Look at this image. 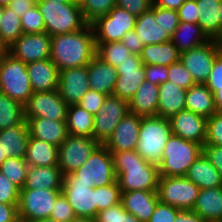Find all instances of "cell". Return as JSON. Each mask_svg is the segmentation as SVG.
Returning <instances> with one entry per match:
<instances>
[{
	"instance_id": "cell-32",
	"label": "cell",
	"mask_w": 222,
	"mask_h": 222,
	"mask_svg": "<svg viewBox=\"0 0 222 222\" xmlns=\"http://www.w3.org/2000/svg\"><path fill=\"white\" fill-rule=\"evenodd\" d=\"M134 30L144 46L165 43L171 40L155 21V6H151L148 11L137 16Z\"/></svg>"
},
{
	"instance_id": "cell-56",
	"label": "cell",
	"mask_w": 222,
	"mask_h": 222,
	"mask_svg": "<svg viewBox=\"0 0 222 222\" xmlns=\"http://www.w3.org/2000/svg\"><path fill=\"white\" fill-rule=\"evenodd\" d=\"M203 154L222 175V147L212 144H204Z\"/></svg>"
},
{
	"instance_id": "cell-72",
	"label": "cell",
	"mask_w": 222,
	"mask_h": 222,
	"mask_svg": "<svg viewBox=\"0 0 222 222\" xmlns=\"http://www.w3.org/2000/svg\"><path fill=\"white\" fill-rule=\"evenodd\" d=\"M71 2H75L77 4H81L83 0H70Z\"/></svg>"
},
{
	"instance_id": "cell-49",
	"label": "cell",
	"mask_w": 222,
	"mask_h": 222,
	"mask_svg": "<svg viewBox=\"0 0 222 222\" xmlns=\"http://www.w3.org/2000/svg\"><path fill=\"white\" fill-rule=\"evenodd\" d=\"M205 144L222 147V112H216L207 119Z\"/></svg>"
},
{
	"instance_id": "cell-6",
	"label": "cell",
	"mask_w": 222,
	"mask_h": 222,
	"mask_svg": "<svg viewBox=\"0 0 222 222\" xmlns=\"http://www.w3.org/2000/svg\"><path fill=\"white\" fill-rule=\"evenodd\" d=\"M116 179L112 154L100 144L86 163L74 172L66 174L63 181H84L94 187H103L115 183Z\"/></svg>"
},
{
	"instance_id": "cell-73",
	"label": "cell",
	"mask_w": 222,
	"mask_h": 222,
	"mask_svg": "<svg viewBox=\"0 0 222 222\" xmlns=\"http://www.w3.org/2000/svg\"><path fill=\"white\" fill-rule=\"evenodd\" d=\"M218 41H219L220 47H221V49H222V37H221Z\"/></svg>"
},
{
	"instance_id": "cell-13",
	"label": "cell",
	"mask_w": 222,
	"mask_h": 222,
	"mask_svg": "<svg viewBox=\"0 0 222 222\" xmlns=\"http://www.w3.org/2000/svg\"><path fill=\"white\" fill-rule=\"evenodd\" d=\"M129 113L128 102L115 95H108L96 115L92 137L104 145L121 120Z\"/></svg>"
},
{
	"instance_id": "cell-11",
	"label": "cell",
	"mask_w": 222,
	"mask_h": 222,
	"mask_svg": "<svg viewBox=\"0 0 222 222\" xmlns=\"http://www.w3.org/2000/svg\"><path fill=\"white\" fill-rule=\"evenodd\" d=\"M62 190L20 189L18 216L20 221L49 218Z\"/></svg>"
},
{
	"instance_id": "cell-8",
	"label": "cell",
	"mask_w": 222,
	"mask_h": 222,
	"mask_svg": "<svg viewBox=\"0 0 222 222\" xmlns=\"http://www.w3.org/2000/svg\"><path fill=\"white\" fill-rule=\"evenodd\" d=\"M200 188L186 176L159 177L157 195L160 202L180 210H192Z\"/></svg>"
},
{
	"instance_id": "cell-16",
	"label": "cell",
	"mask_w": 222,
	"mask_h": 222,
	"mask_svg": "<svg viewBox=\"0 0 222 222\" xmlns=\"http://www.w3.org/2000/svg\"><path fill=\"white\" fill-rule=\"evenodd\" d=\"M8 53L24 63L49 59L51 56V36L46 32L23 33L10 47Z\"/></svg>"
},
{
	"instance_id": "cell-68",
	"label": "cell",
	"mask_w": 222,
	"mask_h": 222,
	"mask_svg": "<svg viewBox=\"0 0 222 222\" xmlns=\"http://www.w3.org/2000/svg\"><path fill=\"white\" fill-rule=\"evenodd\" d=\"M219 15H220V22H221V37H222V0L219 6Z\"/></svg>"
},
{
	"instance_id": "cell-17",
	"label": "cell",
	"mask_w": 222,
	"mask_h": 222,
	"mask_svg": "<svg viewBox=\"0 0 222 222\" xmlns=\"http://www.w3.org/2000/svg\"><path fill=\"white\" fill-rule=\"evenodd\" d=\"M62 193L76 217L94 219L97 213L96 187L84 181H63Z\"/></svg>"
},
{
	"instance_id": "cell-12",
	"label": "cell",
	"mask_w": 222,
	"mask_h": 222,
	"mask_svg": "<svg viewBox=\"0 0 222 222\" xmlns=\"http://www.w3.org/2000/svg\"><path fill=\"white\" fill-rule=\"evenodd\" d=\"M99 145L93 137L68 135L58 147V167L63 175L83 166Z\"/></svg>"
},
{
	"instance_id": "cell-37",
	"label": "cell",
	"mask_w": 222,
	"mask_h": 222,
	"mask_svg": "<svg viewBox=\"0 0 222 222\" xmlns=\"http://www.w3.org/2000/svg\"><path fill=\"white\" fill-rule=\"evenodd\" d=\"M66 124L69 135L92 137L94 115L83 109L78 104L69 105Z\"/></svg>"
},
{
	"instance_id": "cell-28",
	"label": "cell",
	"mask_w": 222,
	"mask_h": 222,
	"mask_svg": "<svg viewBox=\"0 0 222 222\" xmlns=\"http://www.w3.org/2000/svg\"><path fill=\"white\" fill-rule=\"evenodd\" d=\"M64 175L58 166H29L22 189L62 190Z\"/></svg>"
},
{
	"instance_id": "cell-4",
	"label": "cell",
	"mask_w": 222,
	"mask_h": 222,
	"mask_svg": "<svg viewBox=\"0 0 222 222\" xmlns=\"http://www.w3.org/2000/svg\"><path fill=\"white\" fill-rule=\"evenodd\" d=\"M202 153V145L172 134L164 146L161 161L158 165L159 176H185L190 166Z\"/></svg>"
},
{
	"instance_id": "cell-9",
	"label": "cell",
	"mask_w": 222,
	"mask_h": 222,
	"mask_svg": "<svg viewBox=\"0 0 222 222\" xmlns=\"http://www.w3.org/2000/svg\"><path fill=\"white\" fill-rule=\"evenodd\" d=\"M136 20L137 17L126 9L113 7L108 14L91 23L96 45L121 41L124 34L134 29Z\"/></svg>"
},
{
	"instance_id": "cell-29",
	"label": "cell",
	"mask_w": 222,
	"mask_h": 222,
	"mask_svg": "<svg viewBox=\"0 0 222 222\" xmlns=\"http://www.w3.org/2000/svg\"><path fill=\"white\" fill-rule=\"evenodd\" d=\"M159 86L144 81L128 102L129 112L141 117L157 116Z\"/></svg>"
},
{
	"instance_id": "cell-18",
	"label": "cell",
	"mask_w": 222,
	"mask_h": 222,
	"mask_svg": "<svg viewBox=\"0 0 222 222\" xmlns=\"http://www.w3.org/2000/svg\"><path fill=\"white\" fill-rule=\"evenodd\" d=\"M172 133L187 141L205 144L207 118L192 111L183 110L169 118Z\"/></svg>"
},
{
	"instance_id": "cell-46",
	"label": "cell",
	"mask_w": 222,
	"mask_h": 222,
	"mask_svg": "<svg viewBox=\"0 0 222 222\" xmlns=\"http://www.w3.org/2000/svg\"><path fill=\"white\" fill-rule=\"evenodd\" d=\"M155 21L170 38H172L180 22L176 10L161 7H155Z\"/></svg>"
},
{
	"instance_id": "cell-42",
	"label": "cell",
	"mask_w": 222,
	"mask_h": 222,
	"mask_svg": "<svg viewBox=\"0 0 222 222\" xmlns=\"http://www.w3.org/2000/svg\"><path fill=\"white\" fill-rule=\"evenodd\" d=\"M115 6L116 0H83L80 4L83 17L88 24L108 14Z\"/></svg>"
},
{
	"instance_id": "cell-21",
	"label": "cell",
	"mask_w": 222,
	"mask_h": 222,
	"mask_svg": "<svg viewBox=\"0 0 222 222\" xmlns=\"http://www.w3.org/2000/svg\"><path fill=\"white\" fill-rule=\"evenodd\" d=\"M26 67L33 93L58 90L59 70L50 58L27 63Z\"/></svg>"
},
{
	"instance_id": "cell-59",
	"label": "cell",
	"mask_w": 222,
	"mask_h": 222,
	"mask_svg": "<svg viewBox=\"0 0 222 222\" xmlns=\"http://www.w3.org/2000/svg\"><path fill=\"white\" fill-rule=\"evenodd\" d=\"M0 222H20L18 205L0 203Z\"/></svg>"
},
{
	"instance_id": "cell-2",
	"label": "cell",
	"mask_w": 222,
	"mask_h": 222,
	"mask_svg": "<svg viewBox=\"0 0 222 222\" xmlns=\"http://www.w3.org/2000/svg\"><path fill=\"white\" fill-rule=\"evenodd\" d=\"M110 152L116 181L122 192L157 191L160 177L158 165L144 160L136 150Z\"/></svg>"
},
{
	"instance_id": "cell-40",
	"label": "cell",
	"mask_w": 222,
	"mask_h": 222,
	"mask_svg": "<svg viewBox=\"0 0 222 222\" xmlns=\"http://www.w3.org/2000/svg\"><path fill=\"white\" fill-rule=\"evenodd\" d=\"M131 54L130 50L121 41L96 45V56L115 68L127 60Z\"/></svg>"
},
{
	"instance_id": "cell-58",
	"label": "cell",
	"mask_w": 222,
	"mask_h": 222,
	"mask_svg": "<svg viewBox=\"0 0 222 222\" xmlns=\"http://www.w3.org/2000/svg\"><path fill=\"white\" fill-rule=\"evenodd\" d=\"M205 85H222V52L216 57Z\"/></svg>"
},
{
	"instance_id": "cell-45",
	"label": "cell",
	"mask_w": 222,
	"mask_h": 222,
	"mask_svg": "<svg viewBox=\"0 0 222 222\" xmlns=\"http://www.w3.org/2000/svg\"><path fill=\"white\" fill-rule=\"evenodd\" d=\"M21 25L25 34L45 32V23L37 4L22 15Z\"/></svg>"
},
{
	"instance_id": "cell-24",
	"label": "cell",
	"mask_w": 222,
	"mask_h": 222,
	"mask_svg": "<svg viewBox=\"0 0 222 222\" xmlns=\"http://www.w3.org/2000/svg\"><path fill=\"white\" fill-rule=\"evenodd\" d=\"M26 120L13 127L0 130V148L5 158H25L29 143Z\"/></svg>"
},
{
	"instance_id": "cell-10",
	"label": "cell",
	"mask_w": 222,
	"mask_h": 222,
	"mask_svg": "<svg viewBox=\"0 0 222 222\" xmlns=\"http://www.w3.org/2000/svg\"><path fill=\"white\" fill-rule=\"evenodd\" d=\"M222 52L218 40L207 42L181 53L180 61L190 72L195 83L205 84L216 57Z\"/></svg>"
},
{
	"instance_id": "cell-19",
	"label": "cell",
	"mask_w": 222,
	"mask_h": 222,
	"mask_svg": "<svg viewBox=\"0 0 222 222\" xmlns=\"http://www.w3.org/2000/svg\"><path fill=\"white\" fill-rule=\"evenodd\" d=\"M89 89L87 65L59 71L58 92L68 106L78 104Z\"/></svg>"
},
{
	"instance_id": "cell-62",
	"label": "cell",
	"mask_w": 222,
	"mask_h": 222,
	"mask_svg": "<svg viewBox=\"0 0 222 222\" xmlns=\"http://www.w3.org/2000/svg\"><path fill=\"white\" fill-rule=\"evenodd\" d=\"M184 2L185 0H152V6L177 11Z\"/></svg>"
},
{
	"instance_id": "cell-60",
	"label": "cell",
	"mask_w": 222,
	"mask_h": 222,
	"mask_svg": "<svg viewBox=\"0 0 222 222\" xmlns=\"http://www.w3.org/2000/svg\"><path fill=\"white\" fill-rule=\"evenodd\" d=\"M35 5V0H11L7 7L18 14L19 17H22L27 10L31 9Z\"/></svg>"
},
{
	"instance_id": "cell-65",
	"label": "cell",
	"mask_w": 222,
	"mask_h": 222,
	"mask_svg": "<svg viewBox=\"0 0 222 222\" xmlns=\"http://www.w3.org/2000/svg\"><path fill=\"white\" fill-rule=\"evenodd\" d=\"M70 222H94V220L93 219H89V218H84V217H75Z\"/></svg>"
},
{
	"instance_id": "cell-26",
	"label": "cell",
	"mask_w": 222,
	"mask_h": 222,
	"mask_svg": "<svg viewBox=\"0 0 222 222\" xmlns=\"http://www.w3.org/2000/svg\"><path fill=\"white\" fill-rule=\"evenodd\" d=\"M186 91L170 81L161 83L159 85L157 116L169 119L180 111L186 110Z\"/></svg>"
},
{
	"instance_id": "cell-67",
	"label": "cell",
	"mask_w": 222,
	"mask_h": 222,
	"mask_svg": "<svg viewBox=\"0 0 222 222\" xmlns=\"http://www.w3.org/2000/svg\"><path fill=\"white\" fill-rule=\"evenodd\" d=\"M36 2L39 1H53V2H57V3H66V2H71L70 0H35Z\"/></svg>"
},
{
	"instance_id": "cell-33",
	"label": "cell",
	"mask_w": 222,
	"mask_h": 222,
	"mask_svg": "<svg viewBox=\"0 0 222 222\" xmlns=\"http://www.w3.org/2000/svg\"><path fill=\"white\" fill-rule=\"evenodd\" d=\"M199 22L202 31L209 39L221 38L219 6L221 0H196Z\"/></svg>"
},
{
	"instance_id": "cell-44",
	"label": "cell",
	"mask_w": 222,
	"mask_h": 222,
	"mask_svg": "<svg viewBox=\"0 0 222 222\" xmlns=\"http://www.w3.org/2000/svg\"><path fill=\"white\" fill-rule=\"evenodd\" d=\"M94 222H141L124 209L121 202L96 213Z\"/></svg>"
},
{
	"instance_id": "cell-41",
	"label": "cell",
	"mask_w": 222,
	"mask_h": 222,
	"mask_svg": "<svg viewBox=\"0 0 222 222\" xmlns=\"http://www.w3.org/2000/svg\"><path fill=\"white\" fill-rule=\"evenodd\" d=\"M29 166L25 158H6L0 166V172L14 185L22 189L26 183Z\"/></svg>"
},
{
	"instance_id": "cell-14",
	"label": "cell",
	"mask_w": 222,
	"mask_h": 222,
	"mask_svg": "<svg viewBox=\"0 0 222 222\" xmlns=\"http://www.w3.org/2000/svg\"><path fill=\"white\" fill-rule=\"evenodd\" d=\"M25 118H46L66 121L68 105L58 90L33 93L24 105Z\"/></svg>"
},
{
	"instance_id": "cell-35",
	"label": "cell",
	"mask_w": 222,
	"mask_h": 222,
	"mask_svg": "<svg viewBox=\"0 0 222 222\" xmlns=\"http://www.w3.org/2000/svg\"><path fill=\"white\" fill-rule=\"evenodd\" d=\"M140 57L143 65H163L169 67L172 63L180 61L181 52L170 40L165 43L145 45Z\"/></svg>"
},
{
	"instance_id": "cell-48",
	"label": "cell",
	"mask_w": 222,
	"mask_h": 222,
	"mask_svg": "<svg viewBox=\"0 0 222 222\" xmlns=\"http://www.w3.org/2000/svg\"><path fill=\"white\" fill-rule=\"evenodd\" d=\"M76 217L67 198L61 193L51 209L50 218L56 222H70Z\"/></svg>"
},
{
	"instance_id": "cell-70",
	"label": "cell",
	"mask_w": 222,
	"mask_h": 222,
	"mask_svg": "<svg viewBox=\"0 0 222 222\" xmlns=\"http://www.w3.org/2000/svg\"><path fill=\"white\" fill-rule=\"evenodd\" d=\"M6 158L3 156V152L0 148V166H1V163L5 160Z\"/></svg>"
},
{
	"instance_id": "cell-30",
	"label": "cell",
	"mask_w": 222,
	"mask_h": 222,
	"mask_svg": "<svg viewBox=\"0 0 222 222\" xmlns=\"http://www.w3.org/2000/svg\"><path fill=\"white\" fill-rule=\"evenodd\" d=\"M185 107L207 119L217 112L213 93L201 83H196L186 91Z\"/></svg>"
},
{
	"instance_id": "cell-55",
	"label": "cell",
	"mask_w": 222,
	"mask_h": 222,
	"mask_svg": "<svg viewBox=\"0 0 222 222\" xmlns=\"http://www.w3.org/2000/svg\"><path fill=\"white\" fill-rule=\"evenodd\" d=\"M168 66L145 65L146 81L155 85H160L168 80Z\"/></svg>"
},
{
	"instance_id": "cell-31",
	"label": "cell",
	"mask_w": 222,
	"mask_h": 222,
	"mask_svg": "<svg viewBox=\"0 0 222 222\" xmlns=\"http://www.w3.org/2000/svg\"><path fill=\"white\" fill-rule=\"evenodd\" d=\"M185 176L195 185H197L200 190L222 187V175L209 162V160L204 156L203 153L190 166Z\"/></svg>"
},
{
	"instance_id": "cell-54",
	"label": "cell",
	"mask_w": 222,
	"mask_h": 222,
	"mask_svg": "<svg viewBox=\"0 0 222 222\" xmlns=\"http://www.w3.org/2000/svg\"><path fill=\"white\" fill-rule=\"evenodd\" d=\"M177 12L180 22H189L192 24L199 22L196 0H185Z\"/></svg>"
},
{
	"instance_id": "cell-57",
	"label": "cell",
	"mask_w": 222,
	"mask_h": 222,
	"mask_svg": "<svg viewBox=\"0 0 222 222\" xmlns=\"http://www.w3.org/2000/svg\"><path fill=\"white\" fill-rule=\"evenodd\" d=\"M121 42L130 50L132 54L140 55L144 47L141 39L138 37L134 29L124 34Z\"/></svg>"
},
{
	"instance_id": "cell-52",
	"label": "cell",
	"mask_w": 222,
	"mask_h": 222,
	"mask_svg": "<svg viewBox=\"0 0 222 222\" xmlns=\"http://www.w3.org/2000/svg\"><path fill=\"white\" fill-rule=\"evenodd\" d=\"M180 209L158 201L155 210L148 222H175Z\"/></svg>"
},
{
	"instance_id": "cell-27",
	"label": "cell",
	"mask_w": 222,
	"mask_h": 222,
	"mask_svg": "<svg viewBox=\"0 0 222 222\" xmlns=\"http://www.w3.org/2000/svg\"><path fill=\"white\" fill-rule=\"evenodd\" d=\"M192 211L206 222H222V187L201 189Z\"/></svg>"
},
{
	"instance_id": "cell-3",
	"label": "cell",
	"mask_w": 222,
	"mask_h": 222,
	"mask_svg": "<svg viewBox=\"0 0 222 222\" xmlns=\"http://www.w3.org/2000/svg\"><path fill=\"white\" fill-rule=\"evenodd\" d=\"M36 4L43 16L45 32L50 36L76 32L88 25L83 17L80 4L53 1H39Z\"/></svg>"
},
{
	"instance_id": "cell-22",
	"label": "cell",
	"mask_w": 222,
	"mask_h": 222,
	"mask_svg": "<svg viewBox=\"0 0 222 222\" xmlns=\"http://www.w3.org/2000/svg\"><path fill=\"white\" fill-rule=\"evenodd\" d=\"M156 191L122 192L121 204L126 211L133 214L141 222H148L158 203Z\"/></svg>"
},
{
	"instance_id": "cell-64",
	"label": "cell",
	"mask_w": 222,
	"mask_h": 222,
	"mask_svg": "<svg viewBox=\"0 0 222 222\" xmlns=\"http://www.w3.org/2000/svg\"><path fill=\"white\" fill-rule=\"evenodd\" d=\"M8 53V48L0 42V65L4 56Z\"/></svg>"
},
{
	"instance_id": "cell-7",
	"label": "cell",
	"mask_w": 222,
	"mask_h": 222,
	"mask_svg": "<svg viewBox=\"0 0 222 222\" xmlns=\"http://www.w3.org/2000/svg\"><path fill=\"white\" fill-rule=\"evenodd\" d=\"M0 92L25 105L33 94L26 63L7 53L0 65Z\"/></svg>"
},
{
	"instance_id": "cell-38",
	"label": "cell",
	"mask_w": 222,
	"mask_h": 222,
	"mask_svg": "<svg viewBox=\"0 0 222 222\" xmlns=\"http://www.w3.org/2000/svg\"><path fill=\"white\" fill-rule=\"evenodd\" d=\"M25 121L24 105L0 92V130Z\"/></svg>"
},
{
	"instance_id": "cell-69",
	"label": "cell",
	"mask_w": 222,
	"mask_h": 222,
	"mask_svg": "<svg viewBox=\"0 0 222 222\" xmlns=\"http://www.w3.org/2000/svg\"><path fill=\"white\" fill-rule=\"evenodd\" d=\"M11 0H0V6L7 7Z\"/></svg>"
},
{
	"instance_id": "cell-23",
	"label": "cell",
	"mask_w": 222,
	"mask_h": 222,
	"mask_svg": "<svg viewBox=\"0 0 222 222\" xmlns=\"http://www.w3.org/2000/svg\"><path fill=\"white\" fill-rule=\"evenodd\" d=\"M29 136L44 140L59 147L68 137L66 121H52L46 118H25Z\"/></svg>"
},
{
	"instance_id": "cell-36",
	"label": "cell",
	"mask_w": 222,
	"mask_h": 222,
	"mask_svg": "<svg viewBox=\"0 0 222 222\" xmlns=\"http://www.w3.org/2000/svg\"><path fill=\"white\" fill-rule=\"evenodd\" d=\"M209 38L200 25L189 22H179L171 41L182 53L207 42Z\"/></svg>"
},
{
	"instance_id": "cell-51",
	"label": "cell",
	"mask_w": 222,
	"mask_h": 222,
	"mask_svg": "<svg viewBox=\"0 0 222 222\" xmlns=\"http://www.w3.org/2000/svg\"><path fill=\"white\" fill-rule=\"evenodd\" d=\"M106 97L107 95L89 89L83 95L78 105L92 115H96L101 106L104 104Z\"/></svg>"
},
{
	"instance_id": "cell-1",
	"label": "cell",
	"mask_w": 222,
	"mask_h": 222,
	"mask_svg": "<svg viewBox=\"0 0 222 222\" xmlns=\"http://www.w3.org/2000/svg\"><path fill=\"white\" fill-rule=\"evenodd\" d=\"M96 56L93 28H85L68 34L51 36L50 59L59 71L88 65Z\"/></svg>"
},
{
	"instance_id": "cell-53",
	"label": "cell",
	"mask_w": 222,
	"mask_h": 222,
	"mask_svg": "<svg viewBox=\"0 0 222 222\" xmlns=\"http://www.w3.org/2000/svg\"><path fill=\"white\" fill-rule=\"evenodd\" d=\"M116 6L126 9L137 17L151 8L152 0H116Z\"/></svg>"
},
{
	"instance_id": "cell-25",
	"label": "cell",
	"mask_w": 222,
	"mask_h": 222,
	"mask_svg": "<svg viewBox=\"0 0 222 222\" xmlns=\"http://www.w3.org/2000/svg\"><path fill=\"white\" fill-rule=\"evenodd\" d=\"M89 88L104 95H112L118 73L115 67L95 56L87 65Z\"/></svg>"
},
{
	"instance_id": "cell-39",
	"label": "cell",
	"mask_w": 222,
	"mask_h": 222,
	"mask_svg": "<svg viewBox=\"0 0 222 222\" xmlns=\"http://www.w3.org/2000/svg\"><path fill=\"white\" fill-rule=\"evenodd\" d=\"M0 24V42L8 48L23 34L21 17L10 8L4 7Z\"/></svg>"
},
{
	"instance_id": "cell-63",
	"label": "cell",
	"mask_w": 222,
	"mask_h": 222,
	"mask_svg": "<svg viewBox=\"0 0 222 222\" xmlns=\"http://www.w3.org/2000/svg\"><path fill=\"white\" fill-rule=\"evenodd\" d=\"M214 95L217 112H222V85H206Z\"/></svg>"
},
{
	"instance_id": "cell-66",
	"label": "cell",
	"mask_w": 222,
	"mask_h": 222,
	"mask_svg": "<svg viewBox=\"0 0 222 222\" xmlns=\"http://www.w3.org/2000/svg\"><path fill=\"white\" fill-rule=\"evenodd\" d=\"M20 222H56L52 220L50 217L45 219H39V220H32V221H20Z\"/></svg>"
},
{
	"instance_id": "cell-50",
	"label": "cell",
	"mask_w": 222,
	"mask_h": 222,
	"mask_svg": "<svg viewBox=\"0 0 222 222\" xmlns=\"http://www.w3.org/2000/svg\"><path fill=\"white\" fill-rule=\"evenodd\" d=\"M19 197L20 188L14 185L0 172V203L8 205H18Z\"/></svg>"
},
{
	"instance_id": "cell-15",
	"label": "cell",
	"mask_w": 222,
	"mask_h": 222,
	"mask_svg": "<svg viewBox=\"0 0 222 222\" xmlns=\"http://www.w3.org/2000/svg\"><path fill=\"white\" fill-rule=\"evenodd\" d=\"M118 77L113 95L129 102L142 82L146 81L145 65L140 55L131 54L127 60L116 67Z\"/></svg>"
},
{
	"instance_id": "cell-43",
	"label": "cell",
	"mask_w": 222,
	"mask_h": 222,
	"mask_svg": "<svg viewBox=\"0 0 222 222\" xmlns=\"http://www.w3.org/2000/svg\"><path fill=\"white\" fill-rule=\"evenodd\" d=\"M122 191L116 181L113 184L96 187L97 213L121 202Z\"/></svg>"
},
{
	"instance_id": "cell-47",
	"label": "cell",
	"mask_w": 222,
	"mask_h": 222,
	"mask_svg": "<svg viewBox=\"0 0 222 222\" xmlns=\"http://www.w3.org/2000/svg\"><path fill=\"white\" fill-rule=\"evenodd\" d=\"M167 74V81L173 82L185 90H188L191 86L196 84L190 72L186 69L181 61L172 63L168 67Z\"/></svg>"
},
{
	"instance_id": "cell-34",
	"label": "cell",
	"mask_w": 222,
	"mask_h": 222,
	"mask_svg": "<svg viewBox=\"0 0 222 222\" xmlns=\"http://www.w3.org/2000/svg\"><path fill=\"white\" fill-rule=\"evenodd\" d=\"M58 147L44 140L29 137L25 156L28 166H58Z\"/></svg>"
},
{
	"instance_id": "cell-5",
	"label": "cell",
	"mask_w": 222,
	"mask_h": 222,
	"mask_svg": "<svg viewBox=\"0 0 222 222\" xmlns=\"http://www.w3.org/2000/svg\"><path fill=\"white\" fill-rule=\"evenodd\" d=\"M172 134L169 119L160 116L141 117L136 151L147 162L159 165L164 146Z\"/></svg>"
},
{
	"instance_id": "cell-61",
	"label": "cell",
	"mask_w": 222,
	"mask_h": 222,
	"mask_svg": "<svg viewBox=\"0 0 222 222\" xmlns=\"http://www.w3.org/2000/svg\"><path fill=\"white\" fill-rule=\"evenodd\" d=\"M175 222H206L192 210H180L176 215Z\"/></svg>"
},
{
	"instance_id": "cell-20",
	"label": "cell",
	"mask_w": 222,
	"mask_h": 222,
	"mask_svg": "<svg viewBox=\"0 0 222 222\" xmlns=\"http://www.w3.org/2000/svg\"><path fill=\"white\" fill-rule=\"evenodd\" d=\"M140 125L141 116L129 112L116 126L104 146L109 151L136 150Z\"/></svg>"
},
{
	"instance_id": "cell-71",
	"label": "cell",
	"mask_w": 222,
	"mask_h": 222,
	"mask_svg": "<svg viewBox=\"0 0 222 222\" xmlns=\"http://www.w3.org/2000/svg\"><path fill=\"white\" fill-rule=\"evenodd\" d=\"M3 13H4V7L0 6V23H1ZM0 26H1V24H0Z\"/></svg>"
}]
</instances>
